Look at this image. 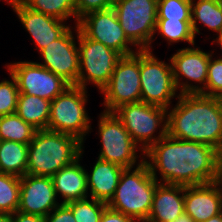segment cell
Returning <instances> with one entry per match:
<instances>
[{"label":"cell","instance_id":"1","mask_svg":"<svg viewBox=\"0 0 222 222\" xmlns=\"http://www.w3.org/2000/svg\"><path fill=\"white\" fill-rule=\"evenodd\" d=\"M144 159L159 183L192 186L219 180L218 151L203 143L166 134L144 153Z\"/></svg>","mask_w":222,"mask_h":222},{"label":"cell","instance_id":"2","mask_svg":"<svg viewBox=\"0 0 222 222\" xmlns=\"http://www.w3.org/2000/svg\"><path fill=\"white\" fill-rule=\"evenodd\" d=\"M167 109V134L175 139L222 148V102L220 97L200 93L179 94Z\"/></svg>","mask_w":222,"mask_h":222},{"label":"cell","instance_id":"3","mask_svg":"<svg viewBox=\"0 0 222 222\" xmlns=\"http://www.w3.org/2000/svg\"><path fill=\"white\" fill-rule=\"evenodd\" d=\"M83 144L73 135L36 130L28 144L26 174L52 177L80 157Z\"/></svg>","mask_w":222,"mask_h":222},{"label":"cell","instance_id":"4","mask_svg":"<svg viewBox=\"0 0 222 222\" xmlns=\"http://www.w3.org/2000/svg\"><path fill=\"white\" fill-rule=\"evenodd\" d=\"M134 168H124L107 206L139 222H146L159 182L151 175L145 161Z\"/></svg>","mask_w":222,"mask_h":222},{"label":"cell","instance_id":"5","mask_svg":"<svg viewBox=\"0 0 222 222\" xmlns=\"http://www.w3.org/2000/svg\"><path fill=\"white\" fill-rule=\"evenodd\" d=\"M87 95V89L70 85L55 97L51 101L46 130L73 135L84 143L85 136L92 130L85 108Z\"/></svg>","mask_w":222,"mask_h":222},{"label":"cell","instance_id":"6","mask_svg":"<svg viewBox=\"0 0 222 222\" xmlns=\"http://www.w3.org/2000/svg\"><path fill=\"white\" fill-rule=\"evenodd\" d=\"M113 113L144 153L167 134L166 108L137 102L124 104ZM157 129L160 130L156 136L154 133H157Z\"/></svg>","mask_w":222,"mask_h":222},{"label":"cell","instance_id":"7","mask_svg":"<svg viewBox=\"0 0 222 222\" xmlns=\"http://www.w3.org/2000/svg\"><path fill=\"white\" fill-rule=\"evenodd\" d=\"M113 9L135 49L153 51L158 0H115Z\"/></svg>","mask_w":222,"mask_h":222},{"label":"cell","instance_id":"8","mask_svg":"<svg viewBox=\"0 0 222 222\" xmlns=\"http://www.w3.org/2000/svg\"><path fill=\"white\" fill-rule=\"evenodd\" d=\"M99 115L98 135L102 148L98 158L123 168H134L135 165H140L145 160L144 152L140 147H137L138 145L131 138L123 123L113 112L103 111ZM138 150L141 151L142 158L140 160L138 157L141 156L136 153Z\"/></svg>","mask_w":222,"mask_h":222},{"label":"cell","instance_id":"9","mask_svg":"<svg viewBox=\"0 0 222 222\" xmlns=\"http://www.w3.org/2000/svg\"><path fill=\"white\" fill-rule=\"evenodd\" d=\"M76 39L79 51V76L76 86L88 89L86 86L93 83L101 92L122 56L101 42L86 38L79 29Z\"/></svg>","mask_w":222,"mask_h":222},{"label":"cell","instance_id":"10","mask_svg":"<svg viewBox=\"0 0 222 222\" xmlns=\"http://www.w3.org/2000/svg\"><path fill=\"white\" fill-rule=\"evenodd\" d=\"M141 102L170 108L172 99L178 98L173 80L171 62L160 61L153 51L140 50Z\"/></svg>","mask_w":222,"mask_h":222},{"label":"cell","instance_id":"11","mask_svg":"<svg viewBox=\"0 0 222 222\" xmlns=\"http://www.w3.org/2000/svg\"><path fill=\"white\" fill-rule=\"evenodd\" d=\"M104 95L105 112H113L124 104L141 102L140 50L122 56L107 85L100 92Z\"/></svg>","mask_w":222,"mask_h":222},{"label":"cell","instance_id":"12","mask_svg":"<svg viewBox=\"0 0 222 222\" xmlns=\"http://www.w3.org/2000/svg\"><path fill=\"white\" fill-rule=\"evenodd\" d=\"M77 26L86 38L101 42L121 56L138 51L132 49L135 46L125 36L113 8L89 12L78 20Z\"/></svg>","mask_w":222,"mask_h":222},{"label":"cell","instance_id":"13","mask_svg":"<svg viewBox=\"0 0 222 222\" xmlns=\"http://www.w3.org/2000/svg\"><path fill=\"white\" fill-rule=\"evenodd\" d=\"M18 86L19 94H29L52 101L70 85L37 62L19 61L6 64Z\"/></svg>","mask_w":222,"mask_h":222},{"label":"cell","instance_id":"14","mask_svg":"<svg viewBox=\"0 0 222 222\" xmlns=\"http://www.w3.org/2000/svg\"><path fill=\"white\" fill-rule=\"evenodd\" d=\"M211 51L205 52L199 47H185L178 51L169 59L172 66L173 80L179 94L201 93L205 90L208 65ZM186 79L184 82L181 79ZM192 81L197 83L191 84ZM202 84V86H201ZM200 85V86H199Z\"/></svg>","mask_w":222,"mask_h":222},{"label":"cell","instance_id":"15","mask_svg":"<svg viewBox=\"0 0 222 222\" xmlns=\"http://www.w3.org/2000/svg\"><path fill=\"white\" fill-rule=\"evenodd\" d=\"M77 34L75 37L74 32ZM78 37V26L70 27L61 37L52 41L39 51L43 63L39 65L61 77L69 85H76L79 76V51L75 38Z\"/></svg>","mask_w":222,"mask_h":222},{"label":"cell","instance_id":"16","mask_svg":"<svg viewBox=\"0 0 222 222\" xmlns=\"http://www.w3.org/2000/svg\"><path fill=\"white\" fill-rule=\"evenodd\" d=\"M56 200L52 177L30 174L20 177L19 212L46 217L61 204Z\"/></svg>","mask_w":222,"mask_h":222},{"label":"cell","instance_id":"17","mask_svg":"<svg viewBox=\"0 0 222 222\" xmlns=\"http://www.w3.org/2000/svg\"><path fill=\"white\" fill-rule=\"evenodd\" d=\"M11 7L25 30L31 35L37 46L36 50H42L52 41L61 37L71 27L65 24L67 21L31 10L20 0H15Z\"/></svg>","mask_w":222,"mask_h":222},{"label":"cell","instance_id":"18","mask_svg":"<svg viewBox=\"0 0 222 222\" xmlns=\"http://www.w3.org/2000/svg\"><path fill=\"white\" fill-rule=\"evenodd\" d=\"M222 209V184L184 186V210L195 222H204L220 214Z\"/></svg>","mask_w":222,"mask_h":222},{"label":"cell","instance_id":"19","mask_svg":"<svg viewBox=\"0 0 222 222\" xmlns=\"http://www.w3.org/2000/svg\"><path fill=\"white\" fill-rule=\"evenodd\" d=\"M83 152L84 149L79 158L52 176L56 196L60 194L63 198L61 204L90 196L87 187V169L80 164Z\"/></svg>","mask_w":222,"mask_h":222},{"label":"cell","instance_id":"20","mask_svg":"<svg viewBox=\"0 0 222 222\" xmlns=\"http://www.w3.org/2000/svg\"><path fill=\"white\" fill-rule=\"evenodd\" d=\"M184 212V186L159 183L146 222H173Z\"/></svg>","mask_w":222,"mask_h":222},{"label":"cell","instance_id":"21","mask_svg":"<svg viewBox=\"0 0 222 222\" xmlns=\"http://www.w3.org/2000/svg\"><path fill=\"white\" fill-rule=\"evenodd\" d=\"M123 167L97 158L89 174L87 172V187L90 198L108 203L118 186Z\"/></svg>","mask_w":222,"mask_h":222},{"label":"cell","instance_id":"22","mask_svg":"<svg viewBox=\"0 0 222 222\" xmlns=\"http://www.w3.org/2000/svg\"><path fill=\"white\" fill-rule=\"evenodd\" d=\"M51 101L29 94H19L16 107L18 114L36 130H46Z\"/></svg>","mask_w":222,"mask_h":222},{"label":"cell","instance_id":"23","mask_svg":"<svg viewBox=\"0 0 222 222\" xmlns=\"http://www.w3.org/2000/svg\"><path fill=\"white\" fill-rule=\"evenodd\" d=\"M197 22L217 35L221 33L222 0H191V26L195 36L201 33Z\"/></svg>","mask_w":222,"mask_h":222},{"label":"cell","instance_id":"24","mask_svg":"<svg viewBox=\"0 0 222 222\" xmlns=\"http://www.w3.org/2000/svg\"><path fill=\"white\" fill-rule=\"evenodd\" d=\"M28 144L0 140V173L22 177L27 171Z\"/></svg>","mask_w":222,"mask_h":222},{"label":"cell","instance_id":"25","mask_svg":"<svg viewBox=\"0 0 222 222\" xmlns=\"http://www.w3.org/2000/svg\"><path fill=\"white\" fill-rule=\"evenodd\" d=\"M36 132L18 114L0 116V140L29 144Z\"/></svg>","mask_w":222,"mask_h":222},{"label":"cell","instance_id":"26","mask_svg":"<svg viewBox=\"0 0 222 222\" xmlns=\"http://www.w3.org/2000/svg\"><path fill=\"white\" fill-rule=\"evenodd\" d=\"M164 38L169 45L178 42H188L189 45H195V35L191 26V20H170L157 19L155 34Z\"/></svg>","mask_w":222,"mask_h":222},{"label":"cell","instance_id":"27","mask_svg":"<svg viewBox=\"0 0 222 222\" xmlns=\"http://www.w3.org/2000/svg\"><path fill=\"white\" fill-rule=\"evenodd\" d=\"M26 7L31 10L41 12L66 21L69 18L75 19V25L78 23L76 17L75 0H20Z\"/></svg>","mask_w":222,"mask_h":222},{"label":"cell","instance_id":"28","mask_svg":"<svg viewBox=\"0 0 222 222\" xmlns=\"http://www.w3.org/2000/svg\"><path fill=\"white\" fill-rule=\"evenodd\" d=\"M20 177L0 173V213L13 214L18 211Z\"/></svg>","mask_w":222,"mask_h":222},{"label":"cell","instance_id":"29","mask_svg":"<svg viewBox=\"0 0 222 222\" xmlns=\"http://www.w3.org/2000/svg\"><path fill=\"white\" fill-rule=\"evenodd\" d=\"M72 210L76 222H99L107 203L91 198L66 203Z\"/></svg>","mask_w":222,"mask_h":222},{"label":"cell","instance_id":"30","mask_svg":"<svg viewBox=\"0 0 222 222\" xmlns=\"http://www.w3.org/2000/svg\"><path fill=\"white\" fill-rule=\"evenodd\" d=\"M157 19L191 20V0H158Z\"/></svg>","mask_w":222,"mask_h":222},{"label":"cell","instance_id":"31","mask_svg":"<svg viewBox=\"0 0 222 222\" xmlns=\"http://www.w3.org/2000/svg\"><path fill=\"white\" fill-rule=\"evenodd\" d=\"M11 80L0 82V116L16 112L19 90L15 78L10 74Z\"/></svg>","mask_w":222,"mask_h":222},{"label":"cell","instance_id":"32","mask_svg":"<svg viewBox=\"0 0 222 222\" xmlns=\"http://www.w3.org/2000/svg\"><path fill=\"white\" fill-rule=\"evenodd\" d=\"M213 54L214 52L211 51L205 90H203L200 94L220 97L222 95V58L217 57L214 59L212 56Z\"/></svg>","mask_w":222,"mask_h":222},{"label":"cell","instance_id":"33","mask_svg":"<svg viewBox=\"0 0 222 222\" xmlns=\"http://www.w3.org/2000/svg\"><path fill=\"white\" fill-rule=\"evenodd\" d=\"M115 0H75L76 17L80 19L92 11L113 8Z\"/></svg>","mask_w":222,"mask_h":222},{"label":"cell","instance_id":"34","mask_svg":"<svg viewBox=\"0 0 222 222\" xmlns=\"http://www.w3.org/2000/svg\"><path fill=\"white\" fill-rule=\"evenodd\" d=\"M45 222H76L72 210L66 204H60L46 217Z\"/></svg>","mask_w":222,"mask_h":222},{"label":"cell","instance_id":"35","mask_svg":"<svg viewBox=\"0 0 222 222\" xmlns=\"http://www.w3.org/2000/svg\"><path fill=\"white\" fill-rule=\"evenodd\" d=\"M99 222H139L123 213L113 210L108 206L103 211Z\"/></svg>","mask_w":222,"mask_h":222},{"label":"cell","instance_id":"36","mask_svg":"<svg viewBox=\"0 0 222 222\" xmlns=\"http://www.w3.org/2000/svg\"><path fill=\"white\" fill-rule=\"evenodd\" d=\"M13 222H45L43 216L16 211L13 213Z\"/></svg>","mask_w":222,"mask_h":222},{"label":"cell","instance_id":"37","mask_svg":"<svg viewBox=\"0 0 222 222\" xmlns=\"http://www.w3.org/2000/svg\"><path fill=\"white\" fill-rule=\"evenodd\" d=\"M173 222H195L191 216L186 214L185 212L177 217Z\"/></svg>","mask_w":222,"mask_h":222},{"label":"cell","instance_id":"38","mask_svg":"<svg viewBox=\"0 0 222 222\" xmlns=\"http://www.w3.org/2000/svg\"><path fill=\"white\" fill-rule=\"evenodd\" d=\"M0 222H13V214L0 213Z\"/></svg>","mask_w":222,"mask_h":222},{"label":"cell","instance_id":"39","mask_svg":"<svg viewBox=\"0 0 222 222\" xmlns=\"http://www.w3.org/2000/svg\"><path fill=\"white\" fill-rule=\"evenodd\" d=\"M204 222H222L221 213L209 218L208 220H206Z\"/></svg>","mask_w":222,"mask_h":222},{"label":"cell","instance_id":"40","mask_svg":"<svg viewBox=\"0 0 222 222\" xmlns=\"http://www.w3.org/2000/svg\"><path fill=\"white\" fill-rule=\"evenodd\" d=\"M215 42L218 43V45H219V46L221 47V49H222V32L217 35V37L214 39V41L212 42V44H213V43L215 44Z\"/></svg>","mask_w":222,"mask_h":222},{"label":"cell","instance_id":"41","mask_svg":"<svg viewBox=\"0 0 222 222\" xmlns=\"http://www.w3.org/2000/svg\"><path fill=\"white\" fill-rule=\"evenodd\" d=\"M218 156H219V173H222V148L218 152Z\"/></svg>","mask_w":222,"mask_h":222},{"label":"cell","instance_id":"42","mask_svg":"<svg viewBox=\"0 0 222 222\" xmlns=\"http://www.w3.org/2000/svg\"><path fill=\"white\" fill-rule=\"evenodd\" d=\"M1 1V0H0ZM10 6H12L15 2V0H5Z\"/></svg>","mask_w":222,"mask_h":222},{"label":"cell","instance_id":"43","mask_svg":"<svg viewBox=\"0 0 222 222\" xmlns=\"http://www.w3.org/2000/svg\"><path fill=\"white\" fill-rule=\"evenodd\" d=\"M219 181L222 184V173H219Z\"/></svg>","mask_w":222,"mask_h":222}]
</instances>
